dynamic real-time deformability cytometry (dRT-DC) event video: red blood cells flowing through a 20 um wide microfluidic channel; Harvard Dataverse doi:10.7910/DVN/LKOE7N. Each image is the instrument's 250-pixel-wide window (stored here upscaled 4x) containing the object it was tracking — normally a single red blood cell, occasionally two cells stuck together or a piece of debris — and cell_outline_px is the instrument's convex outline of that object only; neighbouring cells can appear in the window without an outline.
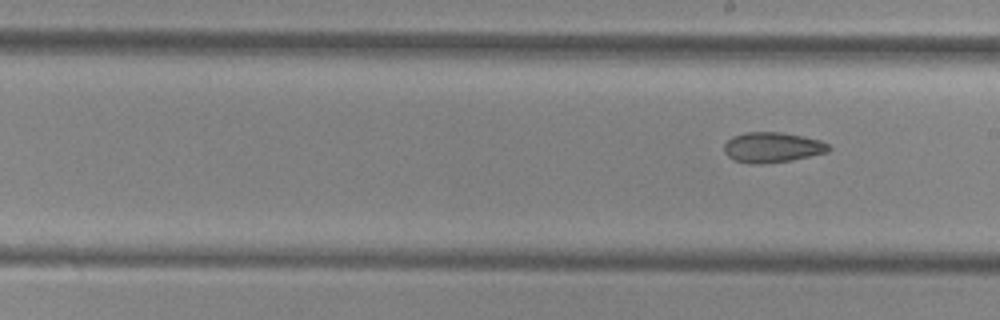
{"species": "common noctule bat (a hibernating species)", "species_latin": "Nyctalus noctula", "temperature_condition": "cold", "stored_images_in_passage": 9, "segment_of_instrument_passage": [2, 2], "camera_frame_rate_fps": 3000, "um_per_image_px": 0.085, "animal": {"sex": "female", "body_mass_g": 29.2, "forearm_length_mm": 56.3}, "frame": {"image": 1, "passage_image": 9, "time_ms": 10.667, "image_size_px": [1000, 320], "cell_outline_px": [[832, 148], [828, 152], [792, 160], [764, 164], [748, 164], [736, 160], [728, 156], [724, 152], [724, 144], [732, 136], [744, 132], [780, 132], [804, 136], [820, 140], [828, 144]], "centroid_in_image_um": [65.65, 12.52], "position_along_channel_um": 223.4, "area_um2": 18.61}}